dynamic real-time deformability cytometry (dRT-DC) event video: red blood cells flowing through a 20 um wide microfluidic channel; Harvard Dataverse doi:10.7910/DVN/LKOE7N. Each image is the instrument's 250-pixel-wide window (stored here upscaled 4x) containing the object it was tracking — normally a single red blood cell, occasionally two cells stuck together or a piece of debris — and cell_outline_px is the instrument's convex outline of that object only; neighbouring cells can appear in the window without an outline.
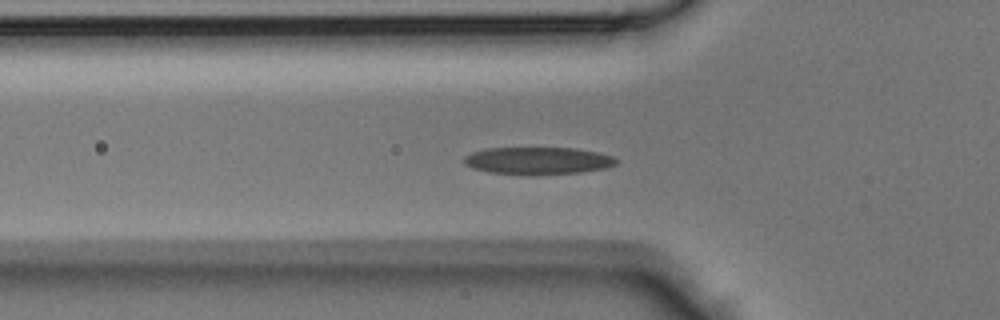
{"species": "Egyptian fruit bat (a non-hibernating species)", "species_latin": "Rousettus aegyptiacus", "temperature_condition": "room temperature", "stored_images_in_passage": 44, "camera_frame_rate_fps": 3000, "um_per_image_px": 0.085, "animal": {"sex": "male"}, "frame": {"image": 1, "passage_image": 14, "time_ms": 4.333, "image_size_px": [1000, 320], "cell_outline_px": [[620, 160], [616, 164], [604, 168], [580, 172], [528, 176], [488, 172], [472, 168], [464, 164], [464, 156], [472, 152], [484, 148], [576, 148], [596, 152], [612, 156]], "centroid_in_image_um": [45.68, 13.67], "position_along_channel_um": 80.1, "area_um2": 24.57}}
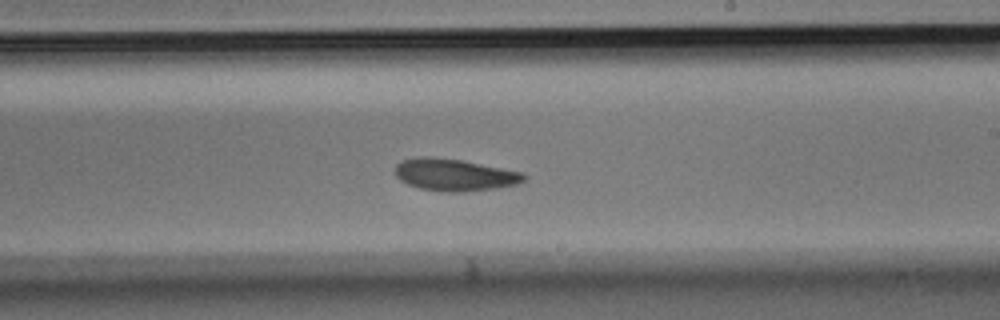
{"frame": {"image": 2, "passage_image": 25, "time_ms": 8.0, "image_size_px": [1000, 320], "cell_outline_px": [[528, 176], [524, 180], [516, 184], [496, 188], [464, 192], [444, 192], [420, 188], [408, 184], [400, 180], [396, 176], [396, 164], [400, 160], [416, 156], [432, 156], [460, 160], [524, 172]], "centroid_in_image_um": [38.62, 14.85], "position_along_channel_um": 250.4, "area_um2": 24.22}}
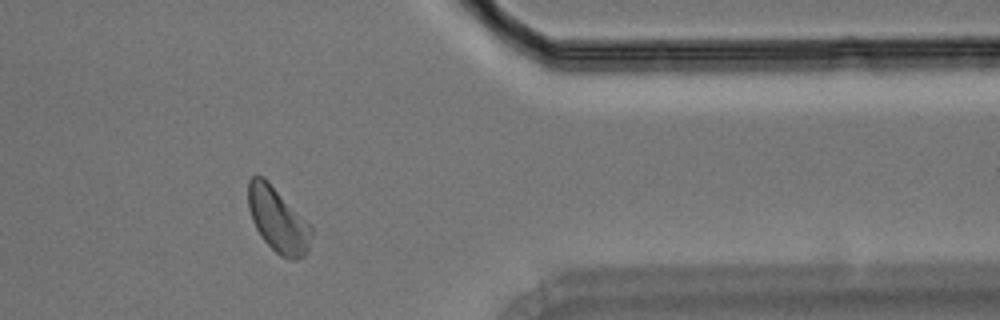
{"frame": {"image": 3, "passage_image": 35, "time_ms": 11.333, "image_size_px": [1000, 320], "cell_outline_px": [[312, 232], [308, 248], [304, 256], [296, 260], [292, 260], [280, 256], [260, 236], [252, 220], [248, 208], [248, 180], [256, 172], [264, 176], [268, 180], [312, 228]], "centroid_in_image_um": [23.57, 18.66], "position_along_channel_um": 387.8, "area_um2": 23.7}}